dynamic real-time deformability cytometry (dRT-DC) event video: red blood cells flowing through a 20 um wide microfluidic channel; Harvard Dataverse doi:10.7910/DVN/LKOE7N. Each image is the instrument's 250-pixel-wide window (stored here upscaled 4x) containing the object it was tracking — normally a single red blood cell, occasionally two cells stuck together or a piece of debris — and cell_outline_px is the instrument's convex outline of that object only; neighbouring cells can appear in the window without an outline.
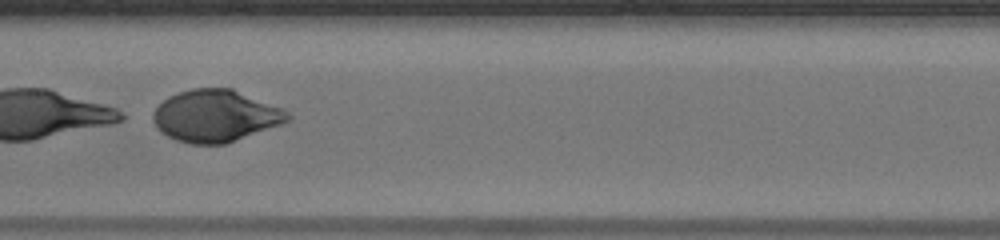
{"species": "human", "species_latin": "Homo sapiens", "temperature_condition": "warm", "stored_images_in_passage": 31, "camera_frame_rate_fps": 3000, "um_per_image_px": 0.085, "donor": {"sex": "male"}, "frame": {"image": 1, "passage_image": 26, "time_ms": 8.333, "image_size_px": [1000, 240], "cell_outline_px": [[292, 116], [284, 124], [224, 144], [192, 144], [176, 140], [160, 132], [156, 128], [152, 120], [152, 112], [168, 96], [192, 88], [232, 88], [284, 108]], "centroid_in_image_um": [18.33, 9.85], "position_along_channel_um": 189.1, "area_um2": 41.1}}